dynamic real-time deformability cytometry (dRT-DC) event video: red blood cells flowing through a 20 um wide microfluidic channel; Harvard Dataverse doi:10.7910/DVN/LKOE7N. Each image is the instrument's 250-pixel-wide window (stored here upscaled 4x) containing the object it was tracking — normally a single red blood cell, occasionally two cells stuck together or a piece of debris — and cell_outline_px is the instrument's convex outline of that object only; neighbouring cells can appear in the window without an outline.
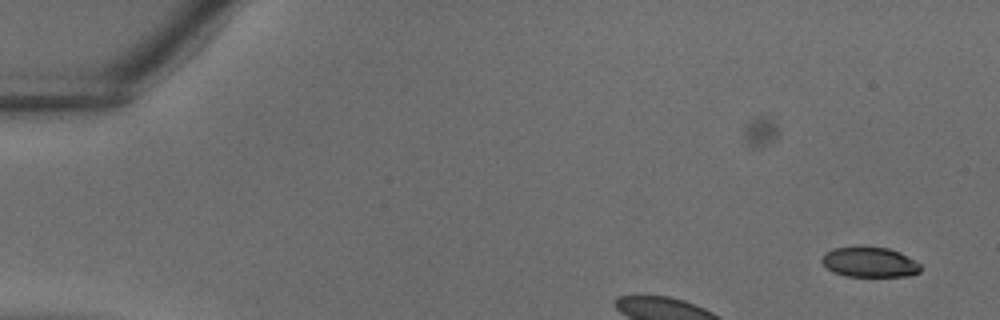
{"species": "common noctule bat (a hibernating species)", "species_latin": "Nyctalus noctula", "temperature_condition": "warm", "stored_images_in_passage": 7, "camera_frame_rate_fps": 3000, "um_per_image_px": 0.085, "animal": {"sex": "male", "body_mass_g": 18.8}, "frame": {"image": 1, "passage_image": 1, "time_ms": 0.0, "image_size_px": [1000, 320], "cell_outline_px": [[920, 272], [912, 276], [844, 276], [832, 272], [820, 260], [824, 252], [832, 248], [860, 244], [888, 248], [900, 252], [916, 260], [920, 264]], "centroid_in_image_um": [73.89, 22.24], "position_along_channel_um": 11.1, "area_um2": 18.03}}